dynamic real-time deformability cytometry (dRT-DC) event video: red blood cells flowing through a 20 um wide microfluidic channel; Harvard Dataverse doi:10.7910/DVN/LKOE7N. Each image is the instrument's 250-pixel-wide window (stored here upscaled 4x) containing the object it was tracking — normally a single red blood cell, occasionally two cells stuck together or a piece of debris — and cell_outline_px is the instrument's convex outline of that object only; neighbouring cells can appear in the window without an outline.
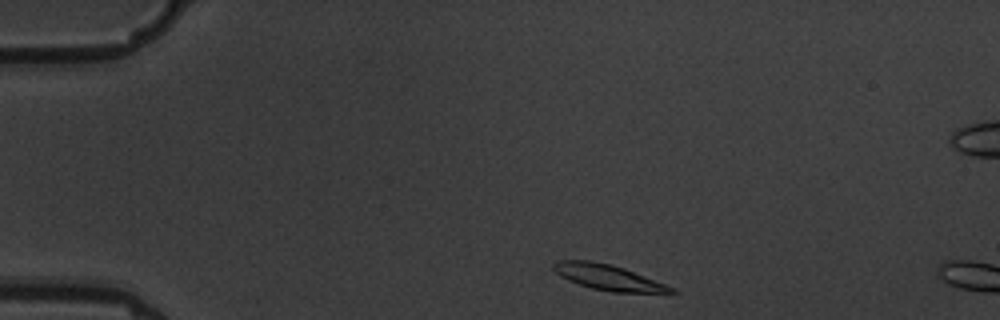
{"species": "common noctule bat (a hibernating species)", "species_latin": "Nyctalus noctula", "temperature_condition": "warm", "stored_images_in_passage": 2, "camera_frame_rate_fps": 3000, "um_per_image_px": 0.085, "animal": {"sex": "male", "body_mass_g": 19.5, "forearm_length_mm": 54.6}, "frame": {"image": 1, "passage_image": 1, "time_ms": 0.0, "image_size_px": [1000, 320], "cell_outline_px": [[680, 292], [612, 292], [592, 288], [568, 280], [560, 276], [552, 268], [552, 264], [556, 260], [592, 260], [612, 264], [624, 268], [676, 288]], "centroid_in_image_um": [51.67, 23.55], "position_along_channel_um": 33.3, "area_um2": 17.46}}